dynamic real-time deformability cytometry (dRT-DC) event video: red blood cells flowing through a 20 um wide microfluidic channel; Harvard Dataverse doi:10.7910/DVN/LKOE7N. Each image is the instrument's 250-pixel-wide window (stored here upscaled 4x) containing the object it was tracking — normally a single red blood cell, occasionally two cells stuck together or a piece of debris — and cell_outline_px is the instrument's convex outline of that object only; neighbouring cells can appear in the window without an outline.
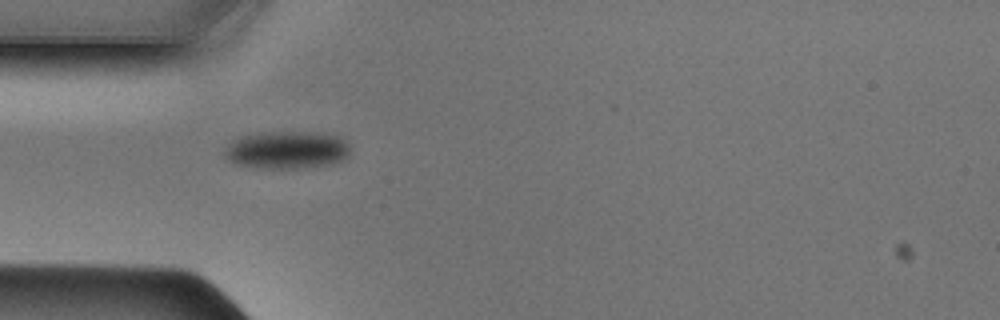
{"species": "Egyptian fruit bat (a non-hibernating species)", "species_latin": "Rousettus aegyptiacus", "temperature_condition": "cold", "stored_images_in_passage": 35, "camera_frame_rate_fps": 3000, "um_per_image_px": 0.085, "animal": {"sex": "male"}, "frame": {"image": 1, "passage_image": 1, "time_ms": 0.0, "image_size_px": [1000, 320], "cell_outline_px": [[352, 148], [348, 156], [332, 164], [296, 168], [256, 168], [236, 164], [228, 160], [224, 156], [224, 148], [232, 140], [244, 136], [268, 132], [324, 132], [340, 136], [348, 140]], "centroid_in_image_um": [24.43, 12.74], "position_along_channel_um": 60.6, "area_um2": 27.98}}
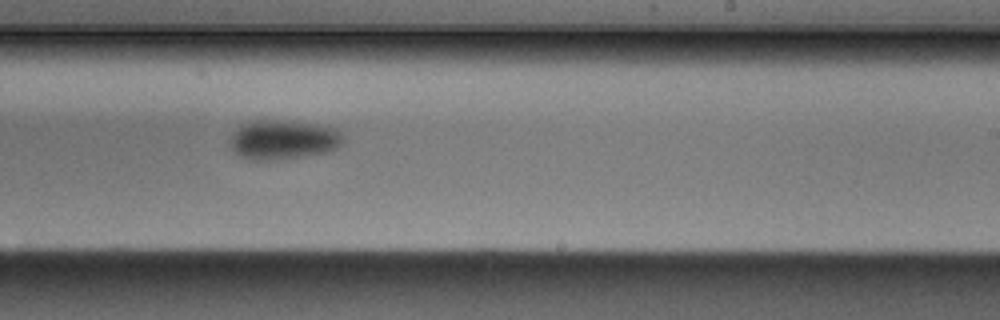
{"frame": {"image": 2, "passage_image": 16, "time_ms": 5.0, "image_size_px": [1000, 320], "cell_outline_px": [[344, 140], [336, 148], [324, 152], [280, 160], [248, 160], [240, 156], [228, 144], [228, 140], [244, 124], [252, 120], [276, 120], [320, 124], [336, 128], [340, 132]], "centroid_in_image_um": [24.07, 11.88], "position_along_channel_um": 264.9, "area_um2": 25.89}}
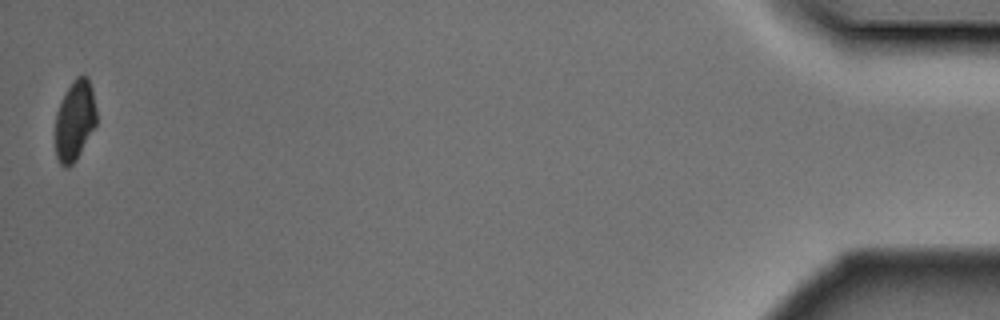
{"frame": {"image": 3, "passage_image": 35, "time_ms": 11.333, "image_size_px": [1000, 320], "cell_outline_px": [[96, 124], [76, 160], [68, 168], [64, 168], [60, 164], [56, 156], [56, 112], [72, 80], [76, 76], [84, 72], [88, 76], [92, 88], [96, 108]], "centroid_in_image_um": [6.37, 10.21], "position_along_channel_um": 428.8, "area_um2": 19.31}}